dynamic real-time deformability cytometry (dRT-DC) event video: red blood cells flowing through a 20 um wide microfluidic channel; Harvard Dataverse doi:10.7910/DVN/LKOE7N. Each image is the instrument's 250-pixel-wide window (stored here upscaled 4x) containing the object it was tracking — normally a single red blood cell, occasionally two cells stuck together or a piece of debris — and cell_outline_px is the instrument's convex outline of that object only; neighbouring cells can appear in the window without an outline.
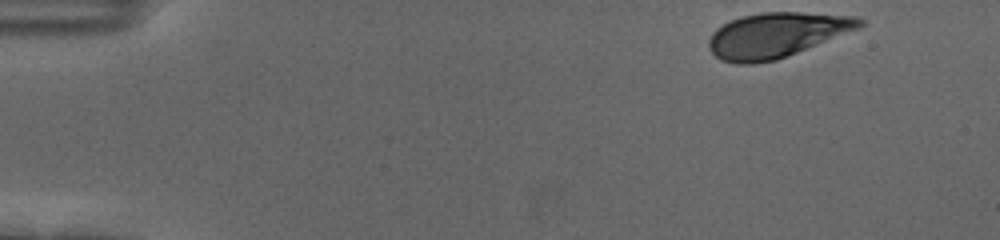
{"species": "human", "species_latin": "Homo sapiens", "temperature_condition": "cold", "stored_images_in_passage": 51, "camera_frame_rate_fps": 3000, "um_per_image_px": 0.085, "donor": {"sex": "female"}, "frame": {"image": 1, "passage_image": 1, "time_ms": 0.0, "image_size_px": [1000, 240], "cell_outline_px": [[864, 24], [860, 28], [776, 60], [752, 64], [736, 64], [720, 60], [708, 48], [708, 40], [712, 32], [716, 28], [740, 16], [760, 12], [800, 12], [856, 16], [864, 20]], "centroid_in_image_um": [65.98, 2.97], "position_along_channel_um": 19.0, "area_um2": 39.54}}
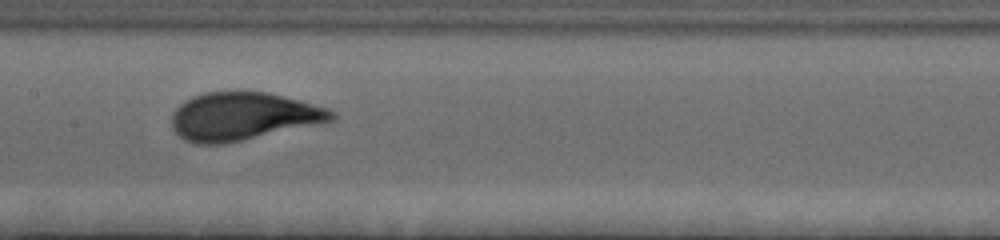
{"frame": {"image": 2, "passage_image": 24, "time_ms": 7.667, "image_size_px": [1000, 240], "cell_outline_px": [[336, 120], [320, 124], [224, 144], [196, 144], [184, 140], [172, 128], [172, 112], [184, 100], [192, 96], [204, 92], [268, 92], [328, 108], [336, 112]], "centroid_in_image_um": [20.66, 9.9], "position_along_channel_um": 186.7, "area_um2": 44.85}}
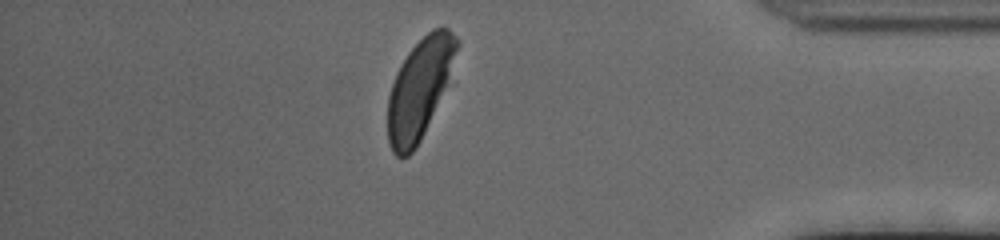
{"frame": {"image": 3, "passage_image": 44, "time_ms": 14.333, "image_size_px": [1000, 240], "cell_outline_px": [[460, 44], [444, 84], [424, 132], [416, 148], [408, 156], [396, 156], [392, 152], [388, 144], [388, 96], [396, 72], [408, 52], [432, 28], [448, 28], [460, 40]], "centroid_in_image_um": [35.6, 7.53], "position_along_channel_um": 399.6, "area_um2": 38.78}, "authors_computed_cell_mechanics": {"area_um2": 43.8124, "velocity_mm_per_s": 3.6386, "shape_relaxation_time_tau1_ms": 2.9293, "shape_relaxation_time_tau2_ms": null, "deformation_change_tau1": 0.158, "deformation_change_tau2": null}}